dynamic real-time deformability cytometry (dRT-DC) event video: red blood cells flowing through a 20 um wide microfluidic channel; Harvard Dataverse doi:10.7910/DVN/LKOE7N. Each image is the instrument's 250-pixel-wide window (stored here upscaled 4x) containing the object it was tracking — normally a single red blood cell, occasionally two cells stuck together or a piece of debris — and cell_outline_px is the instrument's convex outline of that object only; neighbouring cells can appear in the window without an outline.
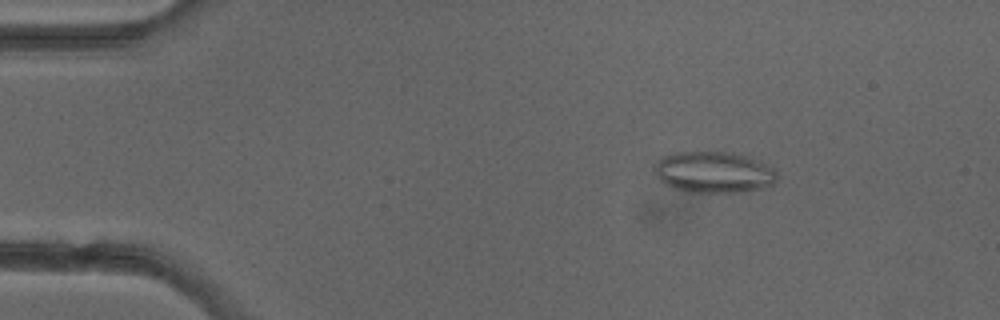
{"species": "common noctule bat (a hibernating species)", "species_latin": "Nyctalus noctula", "temperature_condition": "cold", "stored_images_in_passage": 4, "camera_frame_rate_fps": 3000, "um_per_image_px": 0.085, "animal": {"sex": "female"}, "frame": {"image": 1, "passage_image": 2, "time_ms": 1.333, "image_size_px": [1000, 320], "cell_outline_px": [[776, 180], [772, 184], [760, 188], [744, 192], [692, 192], [676, 188], [664, 184], [656, 176], [656, 164], [664, 156], [676, 152], [728, 152], [748, 156], [760, 160], [772, 168], [776, 172]], "centroid_in_image_um": [60.7, 14.63], "position_along_channel_um": 24.3, "area_um2": 29.19}}